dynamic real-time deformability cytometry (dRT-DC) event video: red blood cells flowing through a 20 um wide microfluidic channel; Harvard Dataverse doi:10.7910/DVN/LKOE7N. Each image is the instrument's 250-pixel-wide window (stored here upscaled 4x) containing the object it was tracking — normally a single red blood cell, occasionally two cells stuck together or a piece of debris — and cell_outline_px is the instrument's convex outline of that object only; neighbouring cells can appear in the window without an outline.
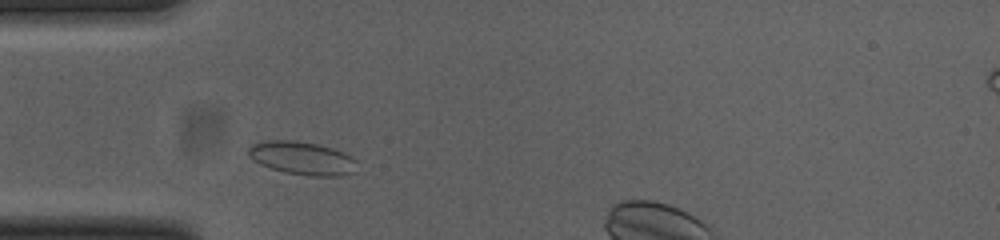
{"species": "common noctule bat (a hibernating species)", "species_latin": "Nyctalus noctula", "temperature_condition": "cold", "stored_images_in_passage": 33, "camera_frame_rate_fps": 3000, "um_per_image_px": 0.085, "animal": {"sex": "female", "body_mass_g": 23.0, "forearm_length_mm": 53.4}, "frame": {"image": 1, "passage_image": 5, "time_ms": 1.333, "image_size_px": [1000, 240], "cell_outline_px": [[356, 172], [340, 176], [312, 176], [284, 172], [260, 164], [248, 156], [248, 148], [252, 144], [264, 140], [292, 140], [320, 144], [344, 152], [356, 160]], "centroid_in_image_um": [25.69, 13.44], "position_along_channel_um": 59.3, "area_um2": 21.15}}
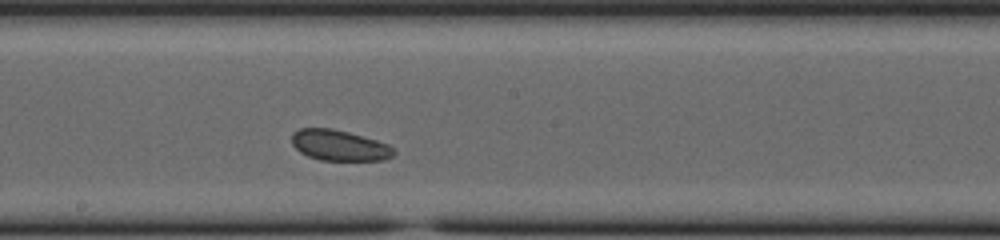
{"frame": {"image": 2, "passage_image": 18, "time_ms": 5.667, "image_size_px": [1000, 240], "cell_outline_px": [[396, 152], [392, 156], [384, 160], [320, 160], [308, 156], [300, 152], [292, 144], [292, 132], [300, 128], [332, 128], [348, 132], [376, 140], [388, 144], [396, 148]], "centroid_in_image_um": [28.85, 12.35], "position_along_channel_um": 219.4, "area_um2": 18.32}}
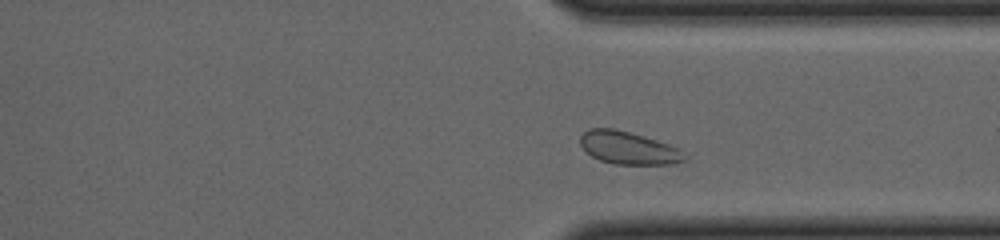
{"frame": {"image": 3, "passage_image": 29, "time_ms": 9.333, "image_size_px": [1000, 240], "cell_outline_px": [[688, 160], [672, 164], [612, 164], [600, 160], [584, 152], [580, 144], [580, 136], [588, 128], [616, 128], [656, 140], [668, 144], [684, 152], [688, 156]], "centroid_in_image_um": [53.4, 12.58], "position_along_channel_um": 358.0, "area_um2": 20.06}, "authors_computed_cell_mechanics": {"area_um2": 18.9006, "velocity_mm_per_s": 3.7642, "shape_relaxation_time_tau1_ms": null, "shape_relaxation_time_tau2_ms": 1.339, "deformation_change_tau1": null, "deformation_change_tau2": 0.0543}}